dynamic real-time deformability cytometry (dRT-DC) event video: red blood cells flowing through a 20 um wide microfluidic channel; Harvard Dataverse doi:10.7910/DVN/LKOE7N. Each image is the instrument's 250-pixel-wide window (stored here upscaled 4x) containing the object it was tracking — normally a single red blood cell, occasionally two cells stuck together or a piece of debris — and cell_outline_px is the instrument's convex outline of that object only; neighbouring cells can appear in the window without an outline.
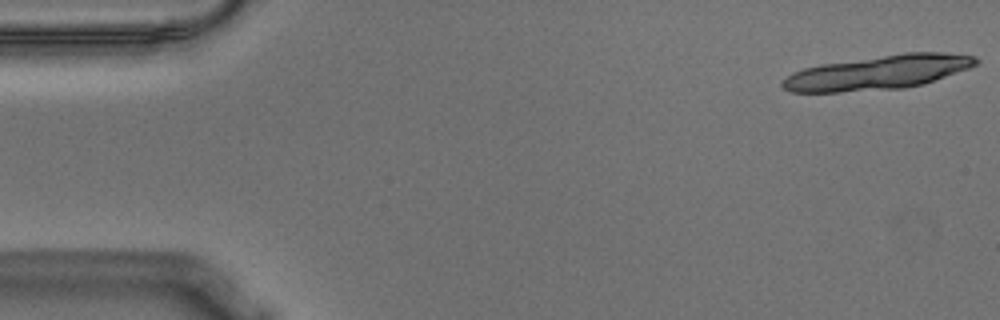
{"species": "Egyptian fruit bat (a non-hibernating species)", "species_latin": "Rousettus aegyptiacus", "temperature_condition": "warm", "stored_images_in_passage": 40, "segment_of_instrument_passage": [1, 2], "camera_frame_rate_fps": 3000, "um_per_image_px": 0.085, "animal": {"sex": "male"}, "frame": {"image": 1, "passage_image": 1, "time_ms": 0.0, "image_size_px": [1000, 320], "cell_outline_px": [[980, 60], [976, 64], [968, 68], [924, 84], [904, 88], [840, 92], [792, 92], [784, 88], [780, 84], [792, 72], [804, 68], [820, 64], [904, 52], [944, 52], [976, 56]], "centroid_in_image_um": [74.64, 6.15], "position_along_channel_um": 10.4, "area_um2": 38.55}}